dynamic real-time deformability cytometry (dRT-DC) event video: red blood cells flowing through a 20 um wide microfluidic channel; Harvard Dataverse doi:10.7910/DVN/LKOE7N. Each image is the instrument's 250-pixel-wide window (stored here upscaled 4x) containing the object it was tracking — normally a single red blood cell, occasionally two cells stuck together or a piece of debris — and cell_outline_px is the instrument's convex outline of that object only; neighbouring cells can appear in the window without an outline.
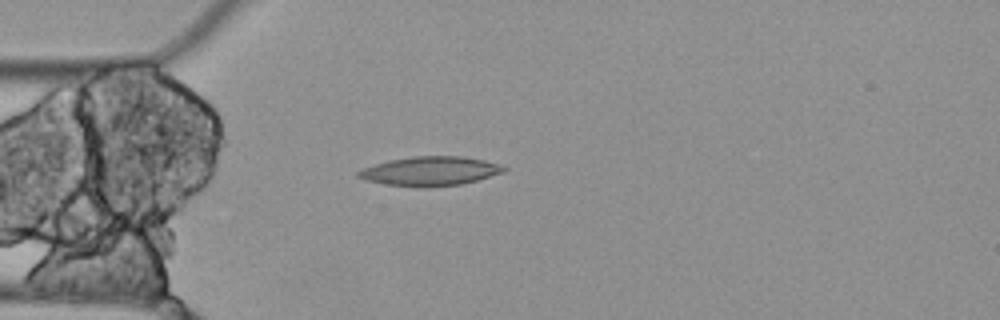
{"species": "Egyptian fruit bat (a non-hibernating species)", "species_latin": "Rousettus aegyptiacus", "temperature_condition": "cold", "stored_images_in_passage": 4, "camera_frame_rate_fps": 3000, "um_per_image_px": 0.085, "animal": {"sex": "female"}, "frame": {"image": 1, "passage_image": 4, "time_ms": 1.0, "image_size_px": [1000, 320], "cell_outline_px": [[508, 168], [504, 172], [476, 180], [460, 184], [424, 188], [384, 184], [364, 180], [356, 176], [356, 172], [364, 168], [388, 160], [412, 156], [464, 156], [484, 160], [500, 164]], "centroid_in_image_um": [36.55, 14.55], "position_along_channel_um": 48.5, "area_um2": 24.85}}